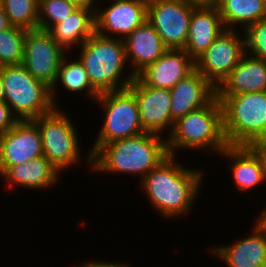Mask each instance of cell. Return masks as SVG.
Masks as SVG:
<instances>
[{
  "mask_svg": "<svg viewBox=\"0 0 266 267\" xmlns=\"http://www.w3.org/2000/svg\"><path fill=\"white\" fill-rule=\"evenodd\" d=\"M174 160L175 156L169 155L141 182L154 209L169 218L190 211L203 178L201 170L184 168Z\"/></svg>",
  "mask_w": 266,
  "mask_h": 267,
  "instance_id": "cell-1",
  "label": "cell"
},
{
  "mask_svg": "<svg viewBox=\"0 0 266 267\" xmlns=\"http://www.w3.org/2000/svg\"><path fill=\"white\" fill-rule=\"evenodd\" d=\"M161 136L141 133L102 145L91 156L94 171L139 174L141 180L168 156Z\"/></svg>",
  "mask_w": 266,
  "mask_h": 267,
  "instance_id": "cell-2",
  "label": "cell"
},
{
  "mask_svg": "<svg viewBox=\"0 0 266 267\" xmlns=\"http://www.w3.org/2000/svg\"><path fill=\"white\" fill-rule=\"evenodd\" d=\"M167 151L175 156L178 149H210L221 153L227 146L223 131L222 104L215 96L207 105L178 118L166 139ZM212 149V150H211Z\"/></svg>",
  "mask_w": 266,
  "mask_h": 267,
  "instance_id": "cell-3",
  "label": "cell"
},
{
  "mask_svg": "<svg viewBox=\"0 0 266 267\" xmlns=\"http://www.w3.org/2000/svg\"><path fill=\"white\" fill-rule=\"evenodd\" d=\"M80 49L78 59L87 71L92 86L99 93L125 89L135 79L132 73L120 79L128 62L121 38L104 37L95 32Z\"/></svg>",
  "mask_w": 266,
  "mask_h": 267,
  "instance_id": "cell-4",
  "label": "cell"
},
{
  "mask_svg": "<svg viewBox=\"0 0 266 267\" xmlns=\"http://www.w3.org/2000/svg\"><path fill=\"white\" fill-rule=\"evenodd\" d=\"M223 109V131L228 145L252 146L264 139L266 91L217 96Z\"/></svg>",
  "mask_w": 266,
  "mask_h": 267,
  "instance_id": "cell-5",
  "label": "cell"
},
{
  "mask_svg": "<svg viewBox=\"0 0 266 267\" xmlns=\"http://www.w3.org/2000/svg\"><path fill=\"white\" fill-rule=\"evenodd\" d=\"M0 72L4 102L18 120H33L54 108L50 88L37 80L22 64L2 66Z\"/></svg>",
  "mask_w": 266,
  "mask_h": 267,
  "instance_id": "cell-6",
  "label": "cell"
},
{
  "mask_svg": "<svg viewBox=\"0 0 266 267\" xmlns=\"http://www.w3.org/2000/svg\"><path fill=\"white\" fill-rule=\"evenodd\" d=\"M96 101L103 105L105 120L88 152L86 160L90 165L91 156L102 145L144 133L137 101L128 88L100 93Z\"/></svg>",
  "mask_w": 266,
  "mask_h": 267,
  "instance_id": "cell-7",
  "label": "cell"
},
{
  "mask_svg": "<svg viewBox=\"0 0 266 267\" xmlns=\"http://www.w3.org/2000/svg\"><path fill=\"white\" fill-rule=\"evenodd\" d=\"M68 117L54 107L50 112L33 119L40 129L43 156L58 172L78 163L81 157L77 131Z\"/></svg>",
  "mask_w": 266,
  "mask_h": 267,
  "instance_id": "cell-8",
  "label": "cell"
},
{
  "mask_svg": "<svg viewBox=\"0 0 266 267\" xmlns=\"http://www.w3.org/2000/svg\"><path fill=\"white\" fill-rule=\"evenodd\" d=\"M225 29L195 60V69L215 88L231 73L245 54V37ZM239 36V37H238Z\"/></svg>",
  "mask_w": 266,
  "mask_h": 267,
  "instance_id": "cell-9",
  "label": "cell"
},
{
  "mask_svg": "<svg viewBox=\"0 0 266 267\" xmlns=\"http://www.w3.org/2000/svg\"><path fill=\"white\" fill-rule=\"evenodd\" d=\"M194 8L183 0H148L147 21L168 49H184Z\"/></svg>",
  "mask_w": 266,
  "mask_h": 267,
  "instance_id": "cell-10",
  "label": "cell"
},
{
  "mask_svg": "<svg viewBox=\"0 0 266 267\" xmlns=\"http://www.w3.org/2000/svg\"><path fill=\"white\" fill-rule=\"evenodd\" d=\"M65 50L47 30L26 31L22 65L50 89L55 84Z\"/></svg>",
  "mask_w": 266,
  "mask_h": 267,
  "instance_id": "cell-11",
  "label": "cell"
},
{
  "mask_svg": "<svg viewBox=\"0 0 266 267\" xmlns=\"http://www.w3.org/2000/svg\"><path fill=\"white\" fill-rule=\"evenodd\" d=\"M43 156L40 129L33 120H19L0 134V175L10 166Z\"/></svg>",
  "mask_w": 266,
  "mask_h": 267,
  "instance_id": "cell-12",
  "label": "cell"
},
{
  "mask_svg": "<svg viewBox=\"0 0 266 267\" xmlns=\"http://www.w3.org/2000/svg\"><path fill=\"white\" fill-rule=\"evenodd\" d=\"M127 88L135 96L145 133L160 136L167 126H170V132L172 131L175 121L171 117L170 89L146 86L137 76Z\"/></svg>",
  "mask_w": 266,
  "mask_h": 267,
  "instance_id": "cell-13",
  "label": "cell"
},
{
  "mask_svg": "<svg viewBox=\"0 0 266 267\" xmlns=\"http://www.w3.org/2000/svg\"><path fill=\"white\" fill-rule=\"evenodd\" d=\"M108 8H95L96 33L112 38L123 36L124 40L131 32L147 20L148 0H113ZM106 32V33H105ZM109 32V33H107Z\"/></svg>",
  "mask_w": 266,
  "mask_h": 267,
  "instance_id": "cell-14",
  "label": "cell"
},
{
  "mask_svg": "<svg viewBox=\"0 0 266 267\" xmlns=\"http://www.w3.org/2000/svg\"><path fill=\"white\" fill-rule=\"evenodd\" d=\"M194 69L195 62L184 49H168L137 77L146 86L171 89Z\"/></svg>",
  "mask_w": 266,
  "mask_h": 267,
  "instance_id": "cell-15",
  "label": "cell"
},
{
  "mask_svg": "<svg viewBox=\"0 0 266 267\" xmlns=\"http://www.w3.org/2000/svg\"><path fill=\"white\" fill-rule=\"evenodd\" d=\"M170 93L171 117L176 121L187 113L207 105L216 96V88L194 69L171 88Z\"/></svg>",
  "mask_w": 266,
  "mask_h": 267,
  "instance_id": "cell-16",
  "label": "cell"
},
{
  "mask_svg": "<svg viewBox=\"0 0 266 267\" xmlns=\"http://www.w3.org/2000/svg\"><path fill=\"white\" fill-rule=\"evenodd\" d=\"M126 60L131 61L132 74L136 77L148 65L160 58L168 48L155 28L146 20L124 40Z\"/></svg>",
  "mask_w": 266,
  "mask_h": 267,
  "instance_id": "cell-17",
  "label": "cell"
},
{
  "mask_svg": "<svg viewBox=\"0 0 266 267\" xmlns=\"http://www.w3.org/2000/svg\"><path fill=\"white\" fill-rule=\"evenodd\" d=\"M266 91V60L245 53L231 73L216 88V96Z\"/></svg>",
  "mask_w": 266,
  "mask_h": 267,
  "instance_id": "cell-18",
  "label": "cell"
},
{
  "mask_svg": "<svg viewBox=\"0 0 266 267\" xmlns=\"http://www.w3.org/2000/svg\"><path fill=\"white\" fill-rule=\"evenodd\" d=\"M253 234L213 250L228 267H261L266 260V229L257 221Z\"/></svg>",
  "mask_w": 266,
  "mask_h": 267,
  "instance_id": "cell-19",
  "label": "cell"
},
{
  "mask_svg": "<svg viewBox=\"0 0 266 267\" xmlns=\"http://www.w3.org/2000/svg\"><path fill=\"white\" fill-rule=\"evenodd\" d=\"M224 30L218 8H194L184 50L195 60Z\"/></svg>",
  "mask_w": 266,
  "mask_h": 267,
  "instance_id": "cell-20",
  "label": "cell"
},
{
  "mask_svg": "<svg viewBox=\"0 0 266 267\" xmlns=\"http://www.w3.org/2000/svg\"><path fill=\"white\" fill-rule=\"evenodd\" d=\"M220 154L234 162L232 176L237 188L243 192L266 181L263 160L253 146L228 145Z\"/></svg>",
  "mask_w": 266,
  "mask_h": 267,
  "instance_id": "cell-21",
  "label": "cell"
},
{
  "mask_svg": "<svg viewBox=\"0 0 266 267\" xmlns=\"http://www.w3.org/2000/svg\"><path fill=\"white\" fill-rule=\"evenodd\" d=\"M47 31L64 50L82 45L96 32L95 8L78 7L65 20Z\"/></svg>",
  "mask_w": 266,
  "mask_h": 267,
  "instance_id": "cell-22",
  "label": "cell"
},
{
  "mask_svg": "<svg viewBox=\"0 0 266 267\" xmlns=\"http://www.w3.org/2000/svg\"><path fill=\"white\" fill-rule=\"evenodd\" d=\"M57 169L44 157H38L27 163L10 166L1 176L9 185L16 184L30 189H45L58 181Z\"/></svg>",
  "mask_w": 266,
  "mask_h": 267,
  "instance_id": "cell-23",
  "label": "cell"
},
{
  "mask_svg": "<svg viewBox=\"0 0 266 267\" xmlns=\"http://www.w3.org/2000/svg\"><path fill=\"white\" fill-rule=\"evenodd\" d=\"M217 8L225 29H234L236 24L245 29L266 19V0H220Z\"/></svg>",
  "mask_w": 266,
  "mask_h": 267,
  "instance_id": "cell-24",
  "label": "cell"
},
{
  "mask_svg": "<svg viewBox=\"0 0 266 267\" xmlns=\"http://www.w3.org/2000/svg\"><path fill=\"white\" fill-rule=\"evenodd\" d=\"M65 58L66 56L63 57L60 63L57 79L53 87L50 89L51 100L54 107H57L58 104L55 99L56 96L54 95L56 93L54 91V87L57 86L58 81H61V84H63V87L67 90L71 92H80L85 90L87 94L89 93L88 95L91 99L96 100L100 93L92 86L89 75L81 61L79 59H75L74 62L73 60L68 62Z\"/></svg>",
  "mask_w": 266,
  "mask_h": 267,
  "instance_id": "cell-25",
  "label": "cell"
},
{
  "mask_svg": "<svg viewBox=\"0 0 266 267\" xmlns=\"http://www.w3.org/2000/svg\"><path fill=\"white\" fill-rule=\"evenodd\" d=\"M2 8L11 26L25 30L38 28V0H3Z\"/></svg>",
  "mask_w": 266,
  "mask_h": 267,
  "instance_id": "cell-26",
  "label": "cell"
},
{
  "mask_svg": "<svg viewBox=\"0 0 266 267\" xmlns=\"http://www.w3.org/2000/svg\"><path fill=\"white\" fill-rule=\"evenodd\" d=\"M26 31L15 26L0 31V67L22 64Z\"/></svg>",
  "mask_w": 266,
  "mask_h": 267,
  "instance_id": "cell-27",
  "label": "cell"
},
{
  "mask_svg": "<svg viewBox=\"0 0 266 267\" xmlns=\"http://www.w3.org/2000/svg\"><path fill=\"white\" fill-rule=\"evenodd\" d=\"M78 7L69 0H38V28L48 30L65 20Z\"/></svg>",
  "mask_w": 266,
  "mask_h": 267,
  "instance_id": "cell-28",
  "label": "cell"
},
{
  "mask_svg": "<svg viewBox=\"0 0 266 267\" xmlns=\"http://www.w3.org/2000/svg\"><path fill=\"white\" fill-rule=\"evenodd\" d=\"M244 37L245 53L250 52L252 57L266 60V19L248 25Z\"/></svg>",
  "mask_w": 266,
  "mask_h": 267,
  "instance_id": "cell-29",
  "label": "cell"
},
{
  "mask_svg": "<svg viewBox=\"0 0 266 267\" xmlns=\"http://www.w3.org/2000/svg\"><path fill=\"white\" fill-rule=\"evenodd\" d=\"M18 121L9 106L4 101H0V134L10 130Z\"/></svg>",
  "mask_w": 266,
  "mask_h": 267,
  "instance_id": "cell-30",
  "label": "cell"
},
{
  "mask_svg": "<svg viewBox=\"0 0 266 267\" xmlns=\"http://www.w3.org/2000/svg\"><path fill=\"white\" fill-rule=\"evenodd\" d=\"M195 8H217L220 0H183Z\"/></svg>",
  "mask_w": 266,
  "mask_h": 267,
  "instance_id": "cell-31",
  "label": "cell"
},
{
  "mask_svg": "<svg viewBox=\"0 0 266 267\" xmlns=\"http://www.w3.org/2000/svg\"><path fill=\"white\" fill-rule=\"evenodd\" d=\"M77 267H130L126 263H116V262H97V261H92V262H86L83 265L77 266Z\"/></svg>",
  "mask_w": 266,
  "mask_h": 267,
  "instance_id": "cell-32",
  "label": "cell"
},
{
  "mask_svg": "<svg viewBox=\"0 0 266 267\" xmlns=\"http://www.w3.org/2000/svg\"><path fill=\"white\" fill-rule=\"evenodd\" d=\"M252 146L260 154L266 170V138L257 140Z\"/></svg>",
  "mask_w": 266,
  "mask_h": 267,
  "instance_id": "cell-33",
  "label": "cell"
},
{
  "mask_svg": "<svg viewBox=\"0 0 266 267\" xmlns=\"http://www.w3.org/2000/svg\"><path fill=\"white\" fill-rule=\"evenodd\" d=\"M10 26L6 13L3 8H0V31L8 29Z\"/></svg>",
  "mask_w": 266,
  "mask_h": 267,
  "instance_id": "cell-34",
  "label": "cell"
},
{
  "mask_svg": "<svg viewBox=\"0 0 266 267\" xmlns=\"http://www.w3.org/2000/svg\"><path fill=\"white\" fill-rule=\"evenodd\" d=\"M75 3L79 7H90L92 8L94 0H69Z\"/></svg>",
  "mask_w": 266,
  "mask_h": 267,
  "instance_id": "cell-35",
  "label": "cell"
},
{
  "mask_svg": "<svg viewBox=\"0 0 266 267\" xmlns=\"http://www.w3.org/2000/svg\"><path fill=\"white\" fill-rule=\"evenodd\" d=\"M266 229V208L262 211L259 218L256 219Z\"/></svg>",
  "mask_w": 266,
  "mask_h": 267,
  "instance_id": "cell-36",
  "label": "cell"
},
{
  "mask_svg": "<svg viewBox=\"0 0 266 267\" xmlns=\"http://www.w3.org/2000/svg\"><path fill=\"white\" fill-rule=\"evenodd\" d=\"M5 93H4V87H3V80L2 75L0 72V101H4Z\"/></svg>",
  "mask_w": 266,
  "mask_h": 267,
  "instance_id": "cell-37",
  "label": "cell"
},
{
  "mask_svg": "<svg viewBox=\"0 0 266 267\" xmlns=\"http://www.w3.org/2000/svg\"><path fill=\"white\" fill-rule=\"evenodd\" d=\"M266 138V118H265V125H264V139Z\"/></svg>",
  "mask_w": 266,
  "mask_h": 267,
  "instance_id": "cell-38",
  "label": "cell"
},
{
  "mask_svg": "<svg viewBox=\"0 0 266 267\" xmlns=\"http://www.w3.org/2000/svg\"><path fill=\"white\" fill-rule=\"evenodd\" d=\"M261 267H266V260L263 262V264L261 265Z\"/></svg>",
  "mask_w": 266,
  "mask_h": 267,
  "instance_id": "cell-39",
  "label": "cell"
},
{
  "mask_svg": "<svg viewBox=\"0 0 266 267\" xmlns=\"http://www.w3.org/2000/svg\"><path fill=\"white\" fill-rule=\"evenodd\" d=\"M3 0H0V8H2Z\"/></svg>",
  "mask_w": 266,
  "mask_h": 267,
  "instance_id": "cell-40",
  "label": "cell"
}]
</instances>
